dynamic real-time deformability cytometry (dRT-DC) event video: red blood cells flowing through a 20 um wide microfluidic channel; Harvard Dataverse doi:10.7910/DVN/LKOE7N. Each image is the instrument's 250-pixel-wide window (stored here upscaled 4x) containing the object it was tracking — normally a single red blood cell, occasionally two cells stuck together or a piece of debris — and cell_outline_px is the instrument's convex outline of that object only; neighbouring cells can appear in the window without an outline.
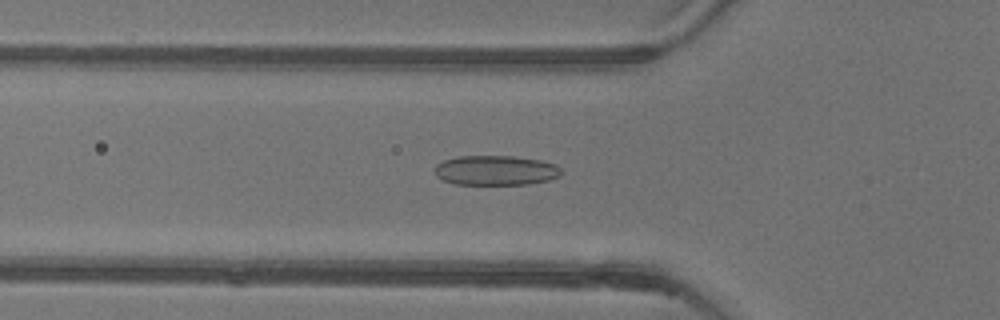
{"species": "common noctule bat (a hibernating species)", "species_latin": "Nyctalus noctula", "temperature_condition": "warm", "stored_images_in_passage": 41, "camera_frame_rate_fps": 3000, "um_per_image_px": 0.085, "animal": {"sex": "female"}, "frame": {"image": 1, "passage_image": 18, "time_ms": 5.667, "image_size_px": [1000, 320], "cell_outline_px": [[564, 172], [560, 176], [548, 180], [528, 184], [456, 184], [444, 180], [436, 176], [436, 164], [444, 160], [456, 156], [512, 156], [540, 160], [556, 164]], "centroid_in_image_um": [42.16, 14.47], "position_along_channel_um": 83.6, "area_um2": 21.96}}
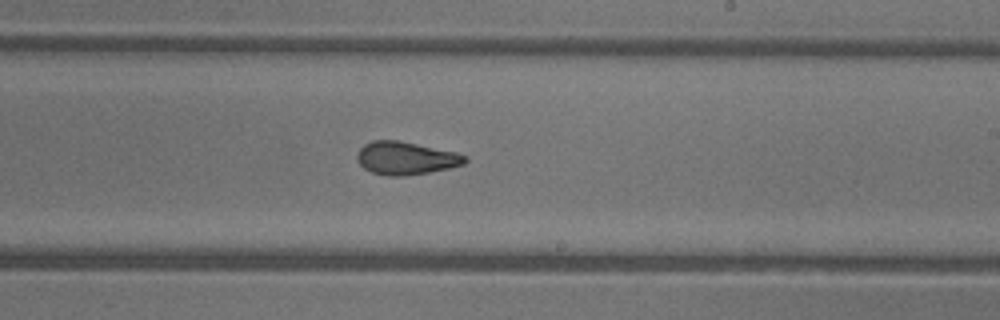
{"frame": {"image": 2, "passage_image": 31, "time_ms": 10.0, "image_size_px": [1000, 320], "cell_outline_px": [[468, 160], [464, 164], [448, 168], [428, 172], [404, 176], [388, 176], [372, 172], [364, 168], [356, 160], [356, 152], [364, 144], [372, 140], [396, 140], [456, 152], [468, 156]], "centroid_in_image_um": [34.47, 13.44], "position_along_channel_um": 254.5, "area_um2": 20.69}}
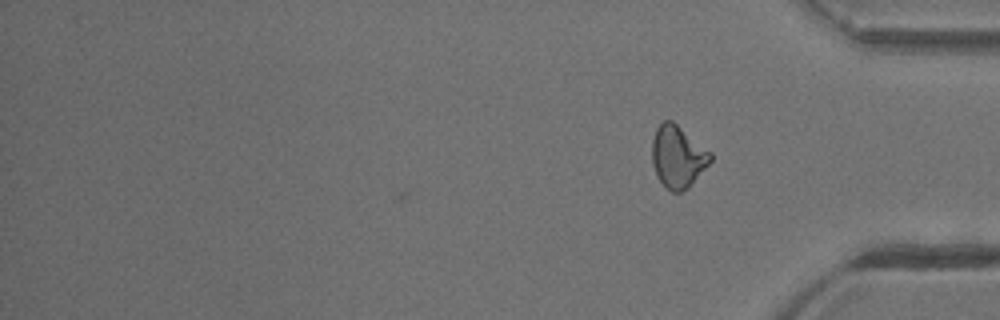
{"frame": {"image": 3, "passage_image": 41, "time_ms": 13.333, "image_size_px": [1000, 320], "cell_outline_px": [[712, 160], [688, 188], [680, 192], [672, 192], [656, 176], [652, 164], [652, 140], [656, 128], [664, 120], [672, 120], [712, 152]], "centroid_in_image_um": [57.61, 13.3], "position_along_channel_um": 377.6, "area_um2": 21.15}, "authors_computed_cell_mechanics": {"area_um2": 21.386, "velocity_mm_per_s": 3.9285, "shape_relaxation_time_tau1_ms": null, "shape_relaxation_time_tau2_ms": 1.6955, "deformation_change_tau1": null, "deformation_change_tau2": 0.0923}}